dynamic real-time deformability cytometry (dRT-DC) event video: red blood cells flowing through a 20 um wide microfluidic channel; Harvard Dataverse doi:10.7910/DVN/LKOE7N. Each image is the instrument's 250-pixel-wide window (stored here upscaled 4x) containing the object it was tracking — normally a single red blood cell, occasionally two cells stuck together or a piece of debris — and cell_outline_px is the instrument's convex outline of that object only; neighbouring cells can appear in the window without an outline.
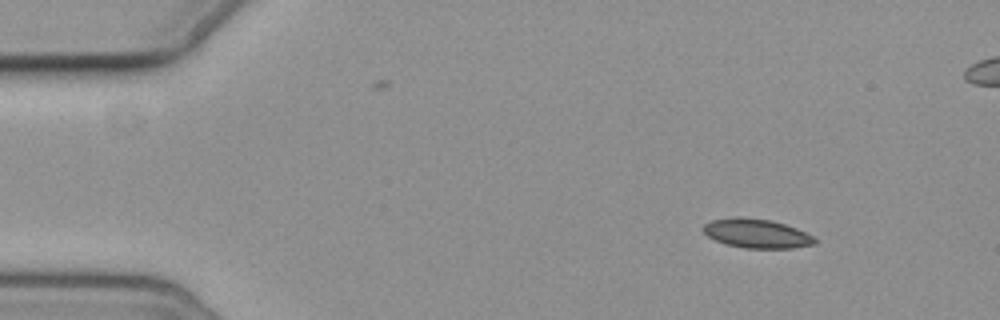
{"species": "common noctule bat (a hibernating species)", "species_latin": "Nyctalus noctula", "temperature_condition": "cold", "stored_images_in_passage": 6, "camera_frame_rate_fps": 3000, "um_per_image_px": 0.085, "animal": {"sex": "female", "body_mass_g": 19.3, "forearm_length_mm": 54.1}, "frame": {"image": 1, "passage_image": 2, "time_ms": 1.0, "image_size_px": [1000, 320], "cell_outline_px": [[816, 244], [792, 248], [744, 248], [724, 244], [708, 236], [700, 228], [704, 224], [712, 220], [736, 216], [772, 220], [796, 228], [812, 236], [816, 240]], "centroid_in_image_um": [64.28, 19.84], "position_along_channel_um": 20.7, "area_um2": 18.96}}
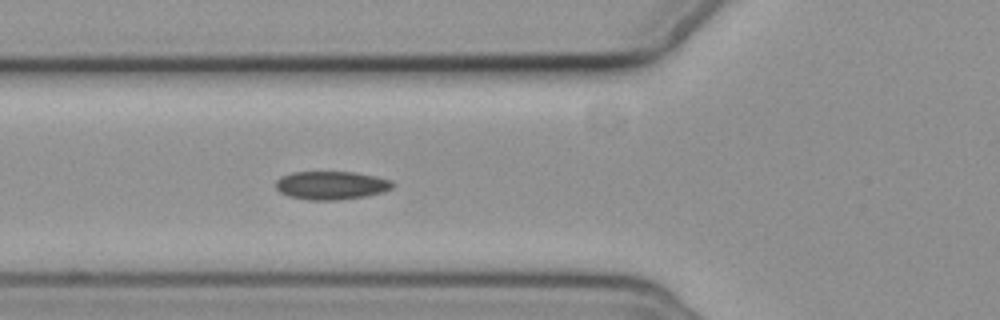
{"frame": {"image": 2, "passage_image": 6, "time_ms": 5.667, "image_size_px": [1000, 320], "cell_outline_px": [[396, 184], [392, 188], [380, 192], [364, 196], [336, 200], [308, 200], [288, 196], [280, 192], [276, 188], [276, 180], [280, 176], [292, 172], [356, 172], [376, 176], [392, 180]], "centroid_in_image_um": [28.14, 15.74], "position_along_channel_um": 97.7, "area_um2": 19.36}}